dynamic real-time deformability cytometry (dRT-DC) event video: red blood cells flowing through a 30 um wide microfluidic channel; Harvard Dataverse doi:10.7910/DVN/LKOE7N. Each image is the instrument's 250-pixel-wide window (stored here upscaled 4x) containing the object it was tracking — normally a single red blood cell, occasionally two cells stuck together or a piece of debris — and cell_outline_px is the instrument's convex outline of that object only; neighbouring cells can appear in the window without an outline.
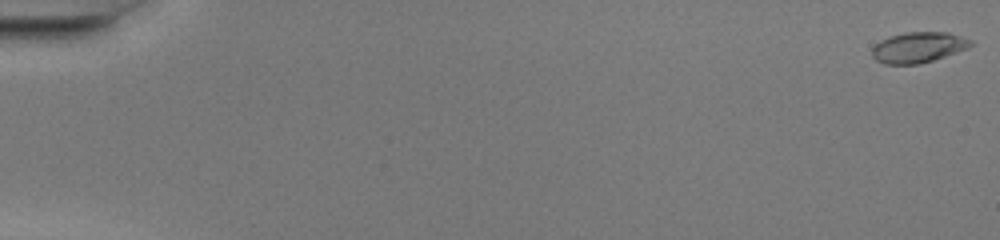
{"species": "common noctule bat (a hibernating species)", "species_latin": "Nyctalus noctula", "temperature_condition": "warm", "stored_images_in_passage": 50, "camera_frame_rate_fps": 3000, "um_per_image_px": 0.085, "animal": {"sex": "female", "body_mass_g": 20.0, "forearm_length_mm": 54.0}, "frame": {"image": 1, "passage_image": 1, "time_ms": 0.0, "image_size_px": [1000, 240], "cell_outline_px": [[972, 44], [968, 48], [920, 64], [884, 64], [876, 60], [872, 56], [872, 48], [880, 40], [888, 36], [904, 32], [948, 32], [972, 40]], "centroid_in_image_um": [78.02, 4.02], "position_along_channel_um": 7.0, "area_um2": 17.57}}
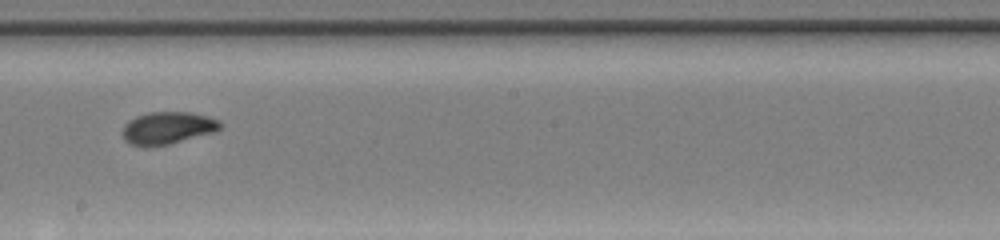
{"frame": {"image": 2, "passage_image": 30, "time_ms": 9.667, "image_size_px": [1000, 240], "cell_outline_px": [[224, 124], [216, 132], [168, 144], [144, 148], [128, 144], [124, 140], [120, 132], [124, 124], [128, 120], [136, 116], [148, 112], [192, 112], [208, 116], [220, 120]], "centroid_in_image_um": [14.21, 10.89], "position_along_channel_um": 234.0, "area_um2": 19.02}}
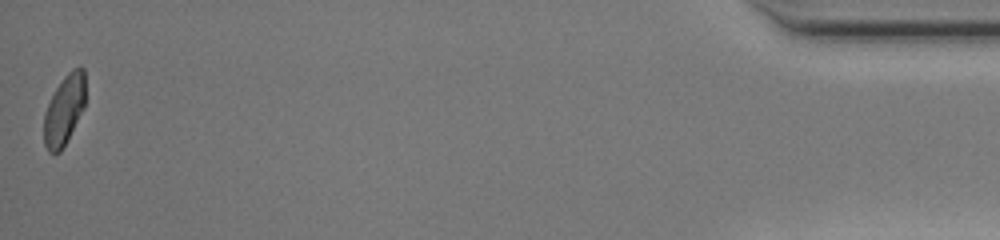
{"frame": {"image": 3, "passage_image": 50, "time_ms": 16.333, "image_size_px": [1000, 240], "cell_outline_px": [[84, 108], [60, 152], [48, 152], [44, 144], [44, 112], [56, 88], [64, 76], [72, 68], [80, 64], [84, 68]], "centroid_in_image_um": [5.45, 9.3], "position_along_channel_um": 429.7, "area_um2": 16.7}, "authors_computed_cell_mechanics": {"area_um2": 17.918, "velocity_mm_per_s": 4.2444, "shape_relaxation_time_tau1_ms": 5.165, "shape_relaxation_time_tau2_ms": 1.2525, "deformation_change_tau1": 0.1797, "deformation_change_tau2": 0.0496}}